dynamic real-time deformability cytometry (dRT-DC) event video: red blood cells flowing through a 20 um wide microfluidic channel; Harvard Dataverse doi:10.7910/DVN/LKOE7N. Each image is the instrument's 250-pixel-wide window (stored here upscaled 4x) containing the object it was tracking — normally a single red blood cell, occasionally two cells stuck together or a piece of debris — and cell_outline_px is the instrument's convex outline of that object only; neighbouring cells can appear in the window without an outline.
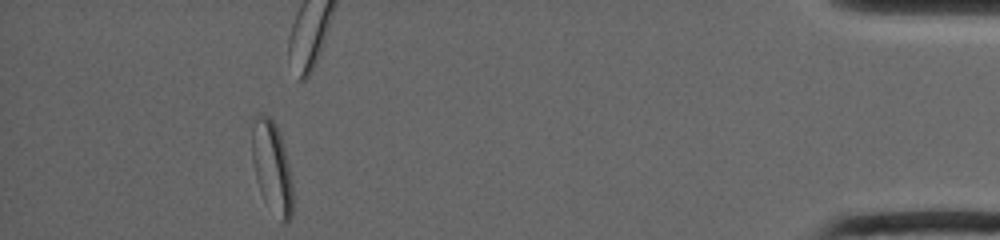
{"species": "common noctule bat (a hibernating species)", "species_latin": "Nyctalus noctula", "temperature_condition": "warm", "stored_images_in_passage": 22, "camera_frame_rate_fps": 4500, "um_per_image_px": 0.085, "animal": {"sex": "female", "body_mass_g": 19.0, "forearm_length_mm": 53.3}, "frame": {"image": 1, "passage_image": 22, "time_ms": 13.333, "image_size_px": [1000, 240], "cell_outline_px": [[292, 216], [288, 224], [284, 224], [264, 200], [260, 192], [256, 180], [252, 164], [252, 116], [256, 112], [268, 116], [272, 120], [280, 132], [288, 164], [292, 184]], "centroid_in_image_um": [23.09, 14.18], "position_along_channel_um": 412.1, "area_um2": 22.02}, "authors_computed_cell_mechanics": {"area_um2": 18.1492, "velocity_mm_per_s": 3.9178, "shape_relaxation_time_tau1_ms": 5.479, "shape_relaxation_time_tau2_ms": null, "deformation_change_tau1": 0.1145, "deformation_change_tau2": null}}